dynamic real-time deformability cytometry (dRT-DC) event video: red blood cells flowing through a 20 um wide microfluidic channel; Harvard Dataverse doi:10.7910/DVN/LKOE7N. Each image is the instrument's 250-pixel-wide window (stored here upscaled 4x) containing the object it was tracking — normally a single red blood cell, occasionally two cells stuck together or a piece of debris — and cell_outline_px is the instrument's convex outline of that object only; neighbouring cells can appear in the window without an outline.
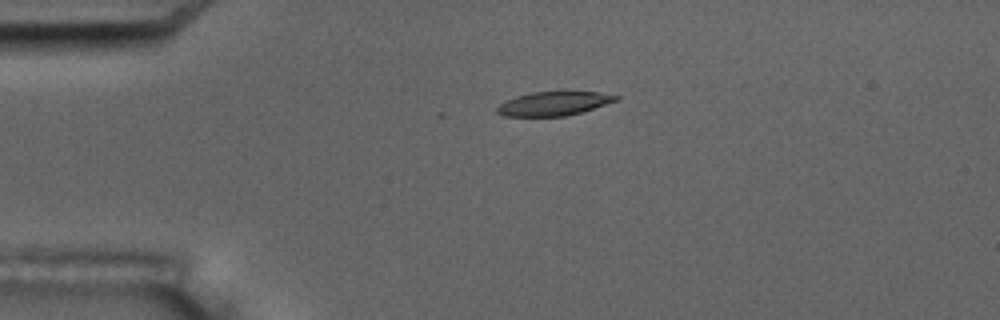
{"species": "common noctule bat (a hibernating species)", "species_latin": "Nyctalus noctula", "temperature_condition": "room temperature", "stored_images_in_passage": 4, "camera_frame_rate_fps": 3000, "um_per_image_px": 0.085, "animal": {"sex": "male", "body_mass_g": 17.5, "forearm_length_mm": 52.3}, "frame": {"image": 1, "passage_image": 4, "time_ms": 3.333, "image_size_px": [1000, 320], "cell_outline_px": [[620, 100], [568, 116], [504, 116], [496, 112], [496, 108], [500, 104], [516, 96], [532, 92], [564, 88], [600, 92], [620, 96]], "centroid_in_image_um": [47.16, 8.74], "position_along_channel_um": 37.8, "area_um2": 17.51}}